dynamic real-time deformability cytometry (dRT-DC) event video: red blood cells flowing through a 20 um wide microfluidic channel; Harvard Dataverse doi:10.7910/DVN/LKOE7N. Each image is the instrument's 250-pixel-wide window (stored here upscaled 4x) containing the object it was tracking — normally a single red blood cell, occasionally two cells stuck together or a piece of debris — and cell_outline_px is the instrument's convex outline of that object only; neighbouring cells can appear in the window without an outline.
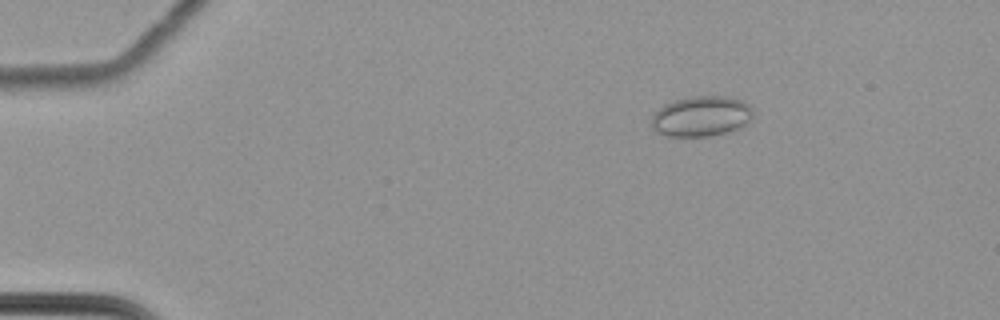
{"species": "common noctule bat (a hibernating species)", "species_latin": "Nyctalus noctula", "temperature_condition": "cold", "stored_images_in_passage": 51, "camera_frame_rate_fps": 3000, "um_per_image_px": 0.085, "animal": {"sex": "female", "body_mass_g": 22.7, "forearm_length_mm": 54.2}, "frame": {"image": 1, "passage_image": 1, "time_ms": 0.0, "image_size_px": [1000, 320], "cell_outline_px": [[752, 116], [748, 124], [732, 132], [708, 136], [668, 136], [656, 132], [652, 128], [652, 116], [664, 104], [688, 96], [728, 96], [744, 100], [752, 108]], "centroid_in_image_um": [59.65, 9.88], "position_along_channel_um": 25.3, "area_um2": 24.22}}
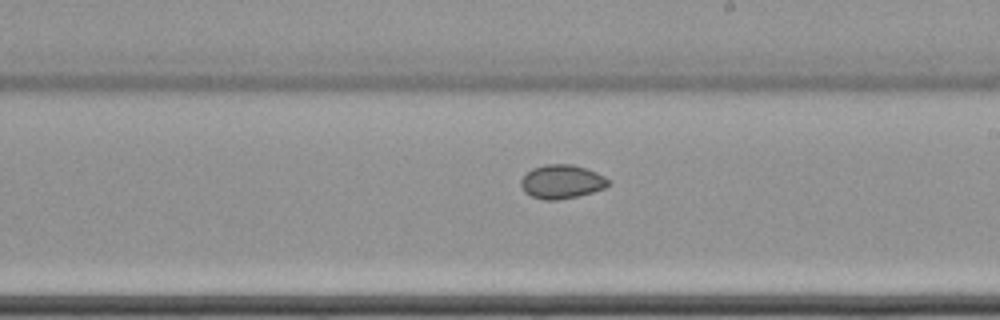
{"frame": {"image": 2, "passage_image": 27, "time_ms": 8.667, "image_size_px": [1000, 320], "cell_outline_px": [[612, 184], [604, 188], [592, 192], [576, 196], [556, 200], [544, 200], [532, 196], [524, 192], [520, 184], [520, 180], [532, 168], [548, 164], [572, 164], [596, 172], [604, 176]], "centroid_in_image_um": [47.74, 15.44], "position_along_channel_um": 241.3, "area_um2": 17.11}}
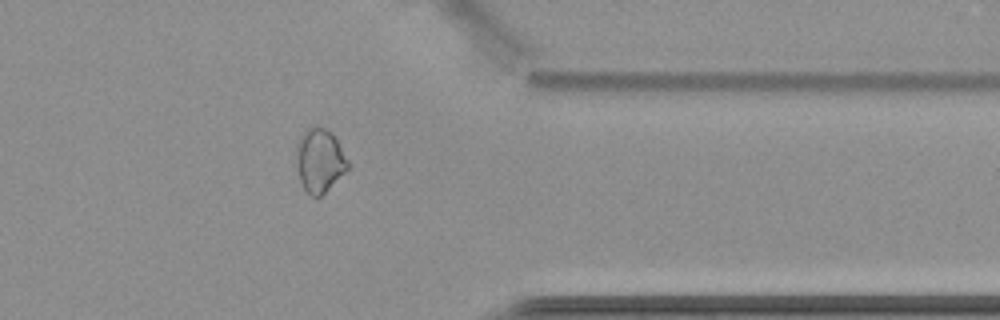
{"frame": {"image": 3, "passage_image": 40, "time_ms": 13.0, "image_size_px": [1000, 320], "cell_outline_px": [[348, 168], [320, 196], [312, 196], [300, 184], [296, 164], [296, 144], [300, 136], [308, 128], [316, 124], [332, 132], [348, 160]], "centroid_in_image_um": [27.13, 13.6], "position_along_channel_um": 384.3, "area_um2": 19.02}, "authors_computed_cell_mechanics": {"area_um2": 18.3804, "velocity_mm_per_s": 3.4939, "shape_relaxation_time_tau1_ms": null, "shape_relaxation_time_tau2_ms": 3.3947, "deformation_change_tau1": null, "deformation_change_tau2": 0.0398}}